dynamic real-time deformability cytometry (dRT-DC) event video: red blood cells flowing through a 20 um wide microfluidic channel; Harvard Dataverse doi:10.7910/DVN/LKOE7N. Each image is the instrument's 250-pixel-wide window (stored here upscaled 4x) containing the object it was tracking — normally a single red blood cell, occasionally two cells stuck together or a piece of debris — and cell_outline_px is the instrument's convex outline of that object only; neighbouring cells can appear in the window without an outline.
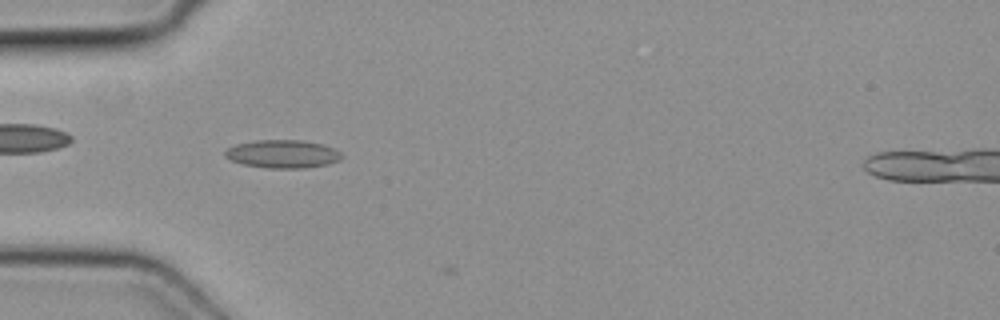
{"species": "common noctule bat (a hibernating species)", "species_latin": "Nyctalus noctula", "temperature_condition": "cold", "stored_images_in_passage": 5, "camera_frame_rate_fps": 3000, "um_per_image_px": 0.085, "animal": {"sex": "female", "body_mass_g": 19.3, "forearm_length_mm": 54.1}, "frame": {"image": 1, "passage_image": 4, "time_ms": 1.0, "image_size_px": [1000, 320], "cell_outline_px": [[344, 156], [340, 160], [328, 164], [304, 168], [268, 168], [244, 164], [232, 160], [224, 156], [224, 152], [228, 148], [236, 144], [256, 140], [300, 140], [324, 144], [336, 148]], "centroid_in_image_um": [24.07, 13.08], "position_along_channel_um": 60.9, "area_um2": 19.19}}